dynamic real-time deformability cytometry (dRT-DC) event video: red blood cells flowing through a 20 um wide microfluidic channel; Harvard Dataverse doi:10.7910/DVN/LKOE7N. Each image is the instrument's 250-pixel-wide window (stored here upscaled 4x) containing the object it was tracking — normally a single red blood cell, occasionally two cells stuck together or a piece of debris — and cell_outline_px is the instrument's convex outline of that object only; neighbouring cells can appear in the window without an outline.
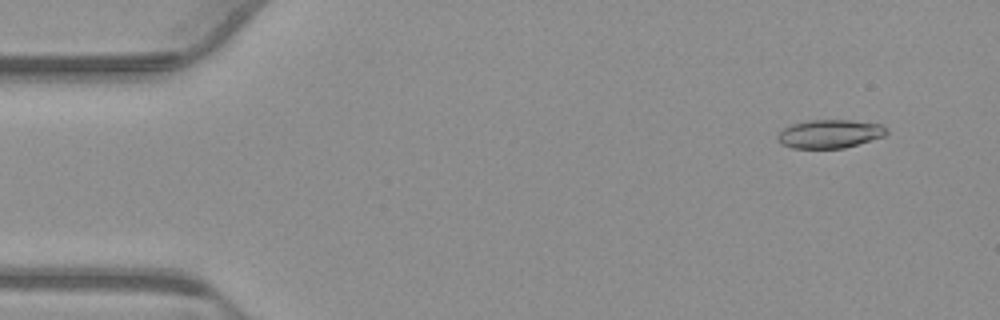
{"species": "common noctule bat (a hibernating species)", "species_latin": "Nyctalus noctula", "temperature_condition": "warm", "stored_images_in_passage": 51, "camera_frame_rate_fps": 3000, "um_per_image_px": 0.085, "animal": {"sex": "male", "body_mass_g": 23.1, "forearm_length_mm": 52.7}, "frame": {"image": 1, "passage_image": 1, "time_ms": 0.0, "image_size_px": [1000, 320], "cell_outline_px": [[888, 132], [884, 136], [844, 148], [792, 148], [784, 144], [776, 136], [784, 128], [792, 124], [808, 120], [852, 120], [880, 124], [888, 128]], "centroid_in_image_um": [70.56, 11.37], "position_along_channel_um": 14.4, "area_um2": 17.92}}
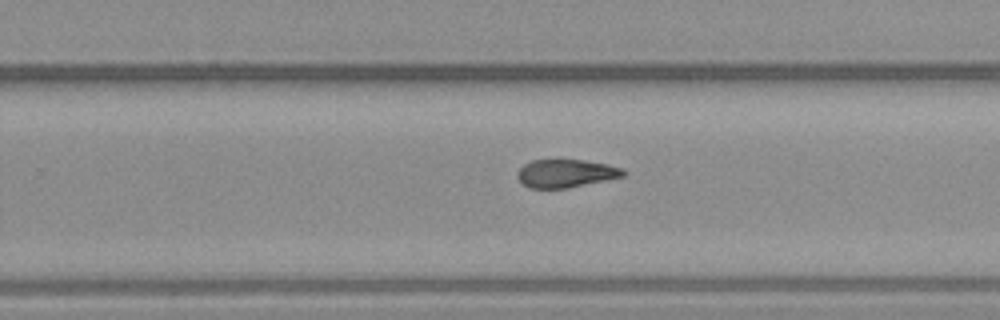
{"frame": {"image": 2, "passage_image": 31, "time_ms": 10.0, "image_size_px": [1000, 320], "cell_outline_px": [[628, 172], [624, 176], [568, 188], [528, 188], [516, 176], [516, 172], [524, 164], [532, 160], [584, 160], [608, 164], [624, 168]], "centroid_in_image_um": [48.12, 14.73], "position_along_channel_um": 281.7, "area_um2": 17.4}}
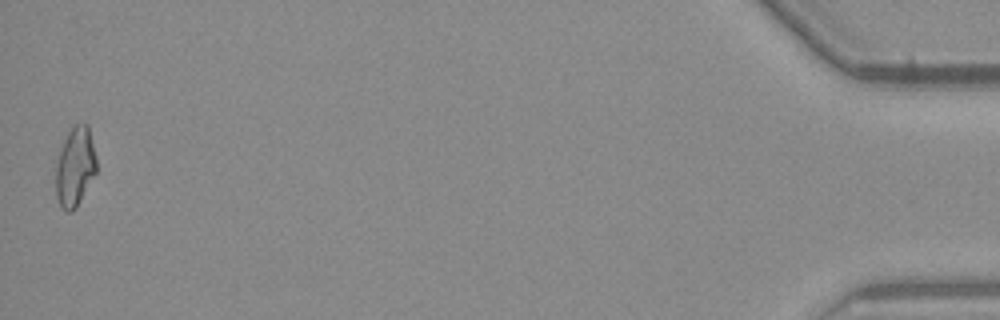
{"frame": {"image": 3, "passage_image": 51, "time_ms": 16.667, "image_size_px": [1000, 320], "cell_outline_px": [[96, 172], [76, 208], [72, 212], [68, 212], [60, 208], [56, 196], [56, 168], [60, 152], [64, 140], [68, 132], [76, 124], [84, 120], [88, 124], [96, 156]], "centroid_in_image_um": [6.39, 14.18], "position_along_channel_um": 428.8, "area_um2": 18.79}, "authors_computed_cell_mechanics": {"area_um2": 18.3226, "velocity_mm_per_s": 3.7587, "shape_relaxation_time_tau1_ms": 5.4728, "shape_relaxation_time_tau2_ms": 4.9454, "deformation_change_tau1": 0.1612, "deformation_change_tau2": 0.1334}}